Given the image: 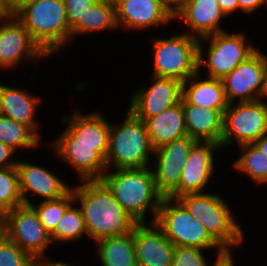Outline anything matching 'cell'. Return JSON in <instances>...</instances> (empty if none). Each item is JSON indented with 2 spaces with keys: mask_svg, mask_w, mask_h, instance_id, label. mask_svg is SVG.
Wrapping results in <instances>:
<instances>
[{
  "mask_svg": "<svg viewBox=\"0 0 267 266\" xmlns=\"http://www.w3.org/2000/svg\"><path fill=\"white\" fill-rule=\"evenodd\" d=\"M267 133V101L232 103L224 112L222 148L253 144Z\"/></svg>",
  "mask_w": 267,
  "mask_h": 266,
  "instance_id": "9c48e42d",
  "label": "cell"
},
{
  "mask_svg": "<svg viewBox=\"0 0 267 266\" xmlns=\"http://www.w3.org/2000/svg\"><path fill=\"white\" fill-rule=\"evenodd\" d=\"M151 81L149 87L144 85L130 93L128 109L144 122L178 103L182 95V82L177 79L152 75Z\"/></svg>",
  "mask_w": 267,
  "mask_h": 266,
  "instance_id": "2e32d148",
  "label": "cell"
},
{
  "mask_svg": "<svg viewBox=\"0 0 267 266\" xmlns=\"http://www.w3.org/2000/svg\"><path fill=\"white\" fill-rule=\"evenodd\" d=\"M0 142L16 152L41 146V138L27 125L0 115Z\"/></svg>",
  "mask_w": 267,
  "mask_h": 266,
  "instance_id": "83f0119b",
  "label": "cell"
},
{
  "mask_svg": "<svg viewBox=\"0 0 267 266\" xmlns=\"http://www.w3.org/2000/svg\"><path fill=\"white\" fill-rule=\"evenodd\" d=\"M4 226V214L0 211V233H2Z\"/></svg>",
  "mask_w": 267,
  "mask_h": 266,
  "instance_id": "f6af8a7d",
  "label": "cell"
},
{
  "mask_svg": "<svg viewBox=\"0 0 267 266\" xmlns=\"http://www.w3.org/2000/svg\"><path fill=\"white\" fill-rule=\"evenodd\" d=\"M86 235V224L83 213L75 202L65 211L57 223L55 230L50 234V238L52 245L58 246L60 245L59 243L78 241Z\"/></svg>",
  "mask_w": 267,
  "mask_h": 266,
  "instance_id": "f546056e",
  "label": "cell"
},
{
  "mask_svg": "<svg viewBox=\"0 0 267 266\" xmlns=\"http://www.w3.org/2000/svg\"><path fill=\"white\" fill-rule=\"evenodd\" d=\"M115 125L111 123L109 130L107 170L151 166L154 149L150 144L145 122L128 109L121 124Z\"/></svg>",
  "mask_w": 267,
  "mask_h": 266,
  "instance_id": "277c9868",
  "label": "cell"
},
{
  "mask_svg": "<svg viewBox=\"0 0 267 266\" xmlns=\"http://www.w3.org/2000/svg\"><path fill=\"white\" fill-rule=\"evenodd\" d=\"M177 199L226 251H232L243 244L246 236L244 230L221 194L188 193Z\"/></svg>",
  "mask_w": 267,
  "mask_h": 266,
  "instance_id": "5b68a950",
  "label": "cell"
},
{
  "mask_svg": "<svg viewBox=\"0 0 267 266\" xmlns=\"http://www.w3.org/2000/svg\"><path fill=\"white\" fill-rule=\"evenodd\" d=\"M18 180L23 203L31 205L28 193L43 200H55L66 195L72 186L65 184V180L46 169L29 161L19 160L16 165Z\"/></svg>",
  "mask_w": 267,
  "mask_h": 266,
  "instance_id": "e0dca14e",
  "label": "cell"
},
{
  "mask_svg": "<svg viewBox=\"0 0 267 266\" xmlns=\"http://www.w3.org/2000/svg\"><path fill=\"white\" fill-rule=\"evenodd\" d=\"M205 251V253H204ZM206 249L188 246H175L171 266H209Z\"/></svg>",
  "mask_w": 267,
  "mask_h": 266,
  "instance_id": "836d02e7",
  "label": "cell"
},
{
  "mask_svg": "<svg viewBox=\"0 0 267 266\" xmlns=\"http://www.w3.org/2000/svg\"><path fill=\"white\" fill-rule=\"evenodd\" d=\"M155 223L175 246L214 249L216 250L215 256L226 252L178 199L169 197L162 199Z\"/></svg>",
  "mask_w": 267,
  "mask_h": 266,
  "instance_id": "8992f818",
  "label": "cell"
},
{
  "mask_svg": "<svg viewBox=\"0 0 267 266\" xmlns=\"http://www.w3.org/2000/svg\"><path fill=\"white\" fill-rule=\"evenodd\" d=\"M229 104L265 98L267 89V55L257 49L222 79Z\"/></svg>",
  "mask_w": 267,
  "mask_h": 266,
  "instance_id": "8fae6325",
  "label": "cell"
},
{
  "mask_svg": "<svg viewBox=\"0 0 267 266\" xmlns=\"http://www.w3.org/2000/svg\"><path fill=\"white\" fill-rule=\"evenodd\" d=\"M181 32L151 40L153 76L174 78L183 83L198 71L199 39Z\"/></svg>",
  "mask_w": 267,
  "mask_h": 266,
  "instance_id": "ba28073f",
  "label": "cell"
},
{
  "mask_svg": "<svg viewBox=\"0 0 267 266\" xmlns=\"http://www.w3.org/2000/svg\"><path fill=\"white\" fill-rule=\"evenodd\" d=\"M188 0H160L162 6L175 18V16L184 8Z\"/></svg>",
  "mask_w": 267,
  "mask_h": 266,
  "instance_id": "74e56055",
  "label": "cell"
},
{
  "mask_svg": "<svg viewBox=\"0 0 267 266\" xmlns=\"http://www.w3.org/2000/svg\"><path fill=\"white\" fill-rule=\"evenodd\" d=\"M221 149V145L217 143L197 141L183 165L179 186L169 198L177 199L184 194L205 192L216 169L215 151L219 150L220 153Z\"/></svg>",
  "mask_w": 267,
  "mask_h": 266,
  "instance_id": "5bb4252c",
  "label": "cell"
},
{
  "mask_svg": "<svg viewBox=\"0 0 267 266\" xmlns=\"http://www.w3.org/2000/svg\"><path fill=\"white\" fill-rule=\"evenodd\" d=\"M101 180L138 223L147 222L146 214H151L149 222H155L163 196L156 188L151 166L106 170Z\"/></svg>",
  "mask_w": 267,
  "mask_h": 266,
  "instance_id": "7a4b0ae2",
  "label": "cell"
},
{
  "mask_svg": "<svg viewBox=\"0 0 267 266\" xmlns=\"http://www.w3.org/2000/svg\"><path fill=\"white\" fill-rule=\"evenodd\" d=\"M197 71L182 83L181 97L189 104L203 108L217 109L223 114L228 108L222 79L201 76ZM203 77V79H202Z\"/></svg>",
  "mask_w": 267,
  "mask_h": 266,
  "instance_id": "cb8c5ba5",
  "label": "cell"
},
{
  "mask_svg": "<svg viewBox=\"0 0 267 266\" xmlns=\"http://www.w3.org/2000/svg\"><path fill=\"white\" fill-rule=\"evenodd\" d=\"M224 18L227 16L217 0H188L174 20L185 23V28H189L184 31L186 34L202 39L226 31L220 24Z\"/></svg>",
  "mask_w": 267,
  "mask_h": 266,
  "instance_id": "ffe728a7",
  "label": "cell"
},
{
  "mask_svg": "<svg viewBox=\"0 0 267 266\" xmlns=\"http://www.w3.org/2000/svg\"><path fill=\"white\" fill-rule=\"evenodd\" d=\"M241 13L253 14L256 10L263 8V0H238Z\"/></svg>",
  "mask_w": 267,
  "mask_h": 266,
  "instance_id": "8d00e7d4",
  "label": "cell"
},
{
  "mask_svg": "<svg viewBox=\"0 0 267 266\" xmlns=\"http://www.w3.org/2000/svg\"><path fill=\"white\" fill-rule=\"evenodd\" d=\"M264 6H267V0H263V8Z\"/></svg>",
  "mask_w": 267,
  "mask_h": 266,
  "instance_id": "bcb514c9",
  "label": "cell"
},
{
  "mask_svg": "<svg viewBox=\"0 0 267 266\" xmlns=\"http://www.w3.org/2000/svg\"><path fill=\"white\" fill-rule=\"evenodd\" d=\"M114 29L118 30L114 0H98L71 28V42L79 35Z\"/></svg>",
  "mask_w": 267,
  "mask_h": 266,
  "instance_id": "484cf974",
  "label": "cell"
},
{
  "mask_svg": "<svg viewBox=\"0 0 267 266\" xmlns=\"http://www.w3.org/2000/svg\"><path fill=\"white\" fill-rule=\"evenodd\" d=\"M14 154L15 150L0 142V169L16 167L18 161L12 157Z\"/></svg>",
  "mask_w": 267,
  "mask_h": 266,
  "instance_id": "d590c367",
  "label": "cell"
},
{
  "mask_svg": "<svg viewBox=\"0 0 267 266\" xmlns=\"http://www.w3.org/2000/svg\"><path fill=\"white\" fill-rule=\"evenodd\" d=\"M15 17L49 57L71 43L63 0H34Z\"/></svg>",
  "mask_w": 267,
  "mask_h": 266,
  "instance_id": "3957f363",
  "label": "cell"
},
{
  "mask_svg": "<svg viewBox=\"0 0 267 266\" xmlns=\"http://www.w3.org/2000/svg\"><path fill=\"white\" fill-rule=\"evenodd\" d=\"M148 224L137 223L133 228L138 266H171L175 245L155 222Z\"/></svg>",
  "mask_w": 267,
  "mask_h": 266,
  "instance_id": "ac0fdd59",
  "label": "cell"
},
{
  "mask_svg": "<svg viewBox=\"0 0 267 266\" xmlns=\"http://www.w3.org/2000/svg\"><path fill=\"white\" fill-rule=\"evenodd\" d=\"M254 144L263 154L267 156V133L260 137Z\"/></svg>",
  "mask_w": 267,
  "mask_h": 266,
  "instance_id": "ee69618b",
  "label": "cell"
},
{
  "mask_svg": "<svg viewBox=\"0 0 267 266\" xmlns=\"http://www.w3.org/2000/svg\"><path fill=\"white\" fill-rule=\"evenodd\" d=\"M37 266H75L67 263L66 261H53L50 258H46L37 262Z\"/></svg>",
  "mask_w": 267,
  "mask_h": 266,
  "instance_id": "b9f144b4",
  "label": "cell"
},
{
  "mask_svg": "<svg viewBox=\"0 0 267 266\" xmlns=\"http://www.w3.org/2000/svg\"><path fill=\"white\" fill-rule=\"evenodd\" d=\"M26 90L0 84L1 115L29 126L41 138L42 135L38 132L39 120L37 121L36 116L39 102L42 100L40 96Z\"/></svg>",
  "mask_w": 267,
  "mask_h": 266,
  "instance_id": "44dd1931",
  "label": "cell"
},
{
  "mask_svg": "<svg viewBox=\"0 0 267 266\" xmlns=\"http://www.w3.org/2000/svg\"><path fill=\"white\" fill-rule=\"evenodd\" d=\"M52 148L55 157L76 171L79 181L101 180L107 170L106 160L96 151V146L52 145Z\"/></svg>",
  "mask_w": 267,
  "mask_h": 266,
  "instance_id": "7402d4cb",
  "label": "cell"
},
{
  "mask_svg": "<svg viewBox=\"0 0 267 266\" xmlns=\"http://www.w3.org/2000/svg\"><path fill=\"white\" fill-rule=\"evenodd\" d=\"M96 1L98 0H63L69 27L72 28Z\"/></svg>",
  "mask_w": 267,
  "mask_h": 266,
  "instance_id": "e575fe53",
  "label": "cell"
},
{
  "mask_svg": "<svg viewBox=\"0 0 267 266\" xmlns=\"http://www.w3.org/2000/svg\"><path fill=\"white\" fill-rule=\"evenodd\" d=\"M196 142L187 135L154 150V164H151L154 166L151 168L156 188L163 198L169 197L178 188L183 165Z\"/></svg>",
  "mask_w": 267,
  "mask_h": 266,
  "instance_id": "9a60e30c",
  "label": "cell"
},
{
  "mask_svg": "<svg viewBox=\"0 0 267 266\" xmlns=\"http://www.w3.org/2000/svg\"><path fill=\"white\" fill-rule=\"evenodd\" d=\"M101 113L85 114L75 108L72 115H61L60 120L62 124H67L66 129L50 144L96 146V151L106 160L111 122Z\"/></svg>",
  "mask_w": 267,
  "mask_h": 266,
  "instance_id": "7c38bea8",
  "label": "cell"
},
{
  "mask_svg": "<svg viewBox=\"0 0 267 266\" xmlns=\"http://www.w3.org/2000/svg\"><path fill=\"white\" fill-rule=\"evenodd\" d=\"M0 266H37V261L0 233Z\"/></svg>",
  "mask_w": 267,
  "mask_h": 266,
  "instance_id": "d6a6232c",
  "label": "cell"
},
{
  "mask_svg": "<svg viewBox=\"0 0 267 266\" xmlns=\"http://www.w3.org/2000/svg\"><path fill=\"white\" fill-rule=\"evenodd\" d=\"M48 57L15 16L0 23V70L9 71L23 61L30 64Z\"/></svg>",
  "mask_w": 267,
  "mask_h": 266,
  "instance_id": "4fadbf2b",
  "label": "cell"
},
{
  "mask_svg": "<svg viewBox=\"0 0 267 266\" xmlns=\"http://www.w3.org/2000/svg\"><path fill=\"white\" fill-rule=\"evenodd\" d=\"M233 251H226L225 253L215 256V262L210 263L209 266H236L234 262L235 256L232 254ZM234 257V258H233Z\"/></svg>",
  "mask_w": 267,
  "mask_h": 266,
  "instance_id": "f35d334b",
  "label": "cell"
},
{
  "mask_svg": "<svg viewBox=\"0 0 267 266\" xmlns=\"http://www.w3.org/2000/svg\"><path fill=\"white\" fill-rule=\"evenodd\" d=\"M152 148L187 136L182 101L145 121Z\"/></svg>",
  "mask_w": 267,
  "mask_h": 266,
  "instance_id": "d4e9b609",
  "label": "cell"
},
{
  "mask_svg": "<svg viewBox=\"0 0 267 266\" xmlns=\"http://www.w3.org/2000/svg\"><path fill=\"white\" fill-rule=\"evenodd\" d=\"M95 243L100 266H138L133 231L121 236L102 238Z\"/></svg>",
  "mask_w": 267,
  "mask_h": 266,
  "instance_id": "4316f807",
  "label": "cell"
},
{
  "mask_svg": "<svg viewBox=\"0 0 267 266\" xmlns=\"http://www.w3.org/2000/svg\"><path fill=\"white\" fill-rule=\"evenodd\" d=\"M241 156L233 161L232 167L252 179L258 185L267 184V156L263 154L256 145H239Z\"/></svg>",
  "mask_w": 267,
  "mask_h": 266,
  "instance_id": "f1b7e54d",
  "label": "cell"
},
{
  "mask_svg": "<svg viewBox=\"0 0 267 266\" xmlns=\"http://www.w3.org/2000/svg\"><path fill=\"white\" fill-rule=\"evenodd\" d=\"M118 29L143 30L168 26L174 18L162 6L160 0H114Z\"/></svg>",
  "mask_w": 267,
  "mask_h": 266,
  "instance_id": "d6986e66",
  "label": "cell"
},
{
  "mask_svg": "<svg viewBox=\"0 0 267 266\" xmlns=\"http://www.w3.org/2000/svg\"><path fill=\"white\" fill-rule=\"evenodd\" d=\"M2 233L37 262L46 258L52 241L31 205H20L4 215Z\"/></svg>",
  "mask_w": 267,
  "mask_h": 266,
  "instance_id": "30bf717a",
  "label": "cell"
},
{
  "mask_svg": "<svg viewBox=\"0 0 267 266\" xmlns=\"http://www.w3.org/2000/svg\"><path fill=\"white\" fill-rule=\"evenodd\" d=\"M75 203L73 189H71L66 195L55 200H43L38 204L32 203L31 206L38 214L41 224L45 230L51 234L64 215L65 211Z\"/></svg>",
  "mask_w": 267,
  "mask_h": 266,
  "instance_id": "4dcf8cb0",
  "label": "cell"
},
{
  "mask_svg": "<svg viewBox=\"0 0 267 266\" xmlns=\"http://www.w3.org/2000/svg\"><path fill=\"white\" fill-rule=\"evenodd\" d=\"M23 204L16 167L0 169V211L5 215Z\"/></svg>",
  "mask_w": 267,
  "mask_h": 266,
  "instance_id": "1f68e13d",
  "label": "cell"
},
{
  "mask_svg": "<svg viewBox=\"0 0 267 266\" xmlns=\"http://www.w3.org/2000/svg\"><path fill=\"white\" fill-rule=\"evenodd\" d=\"M7 9L15 16L20 10H22L26 5L32 3L34 0H4Z\"/></svg>",
  "mask_w": 267,
  "mask_h": 266,
  "instance_id": "ab89813d",
  "label": "cell"
},
{
  "mask_svg": "<svg viewBox=\"0 0 267 266\" xmlns=\"http://www.w3.org/2000/svg\"><path fill=\"white\" fill-rule=\"evenodd\" d=\"M247 38L245 32L224 31L199 39L198 71L204 67L208 77L223 79L258 49Z\"/></svg>",
  "mask_w": 267,
  "mask_h": 266,
  "instance_id": "52a82bcc",
  "label": "cell"
},
{
  "mask_svg": "<svg viewBox=\"0 0 267 266\" xmlns=\"http://www.w3.org/2000/svg\"><path fill=\"white\" fill-rule=\"evenodd\" d=\"M185 127L187 135L197 141H210L221 145L224 114L211 108L187 103L182 97Z\"/></svg>",
  "mask_w": 267,
  "mask_h": 266,
  "instance_id": "603a6c76",
  "label": "cell"
},
{
  "mask_svg": "<svg viewBox=\"0 0 267 266\" xmlns=\"http://www.w3.org/2000/svg\"><path fill=\"white\" fill-rule=\"evenodd\" d=\"M74 200L80 205L86 232L93 242L133 231L138 223L114 198L102 180H84L72 186Z\"/></svg>",
  "mask_w": 267,
  "mask_h": 266,
  "instance_id": "6da1fadb",
  "label": "cell"
},
{
  "mask_svg": "<svg viewBox=\"0 0 267 266\" xmlns=\"http://www.w3.org/2000/svg\"><path fill=\"white\" fill-rule=\"evenodd\" d=\"M217 1H218L220 8L222 9V11L225 13L227 17L239 11L238 0H217Z\"/></svg>",
  "mask_w": 267,
  "mask_h": 266,
  "instance_id": "60d3db41",
  "label": "cell"
},
{
  "mask_svg": "<svg viewBox=\"0 0 267 266\" xmlns=\"http://www.w3.org/2000/svg\"><path fill=\"white\" fill-rule=\"evenodd\" d=\"M12 17V14L7 9L4 0H0V23L7 21Z\"/></svg>",
  "mask_w": 267,
  "mask_h": 266,
  "instance_id": "7bdbcfd3",
  "label": "cell"
}]
</instances>
